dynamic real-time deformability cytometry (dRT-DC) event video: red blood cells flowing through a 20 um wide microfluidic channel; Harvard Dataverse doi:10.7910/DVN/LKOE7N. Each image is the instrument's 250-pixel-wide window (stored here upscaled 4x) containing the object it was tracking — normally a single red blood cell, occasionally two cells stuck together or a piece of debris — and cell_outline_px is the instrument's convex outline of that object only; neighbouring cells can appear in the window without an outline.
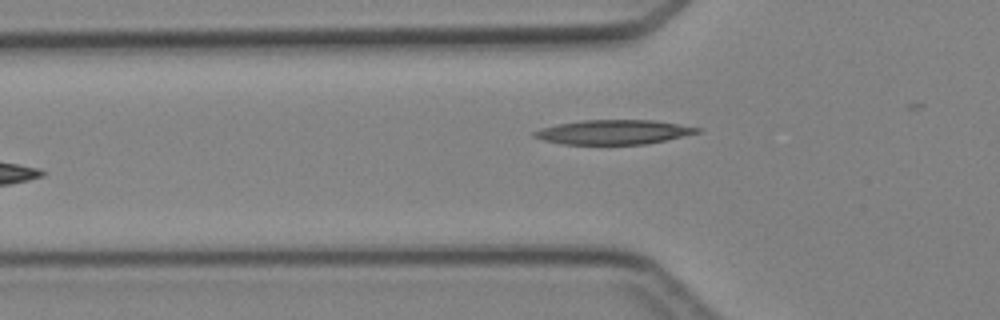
{"species": "Egyptian fruit bat (a non-hibernating species)", "species_latin": "Rousettus aegyptiacus", "temperature_condition": "cold", "stored_images_in_passage": 5, "camera_frame_rate_fps": 3000, "um_per_image_px": 0.085, "animal": {"sex": "female"}, "frame": {"image": 1, "passage_image": 4, "time_ms": 4.333, "image_size_px": [1000, 320], "cell_outline_px": [[704, 128], [700, 132], [648, 144], [560, 144], [544, 140], [532, 136], [532, 132], [540, 128], [556, 124], [584, 120], [652, 120]], "centroid_in_image_um": [52.14, 11.23], "position_along_channel_um": 73.7, "area_um2": 23.24}}
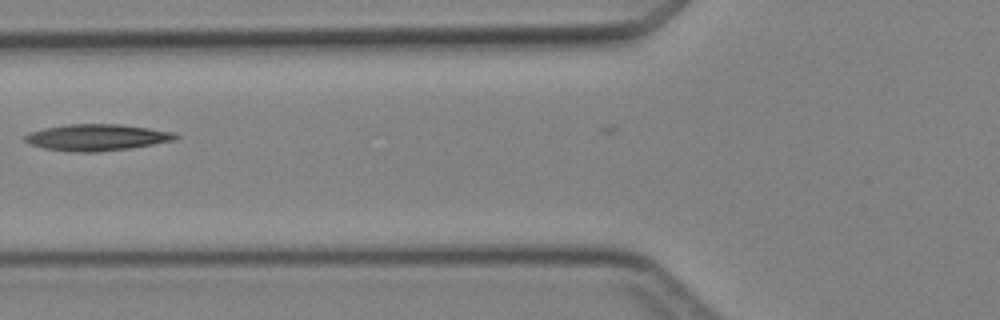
{"frame": {"image": 2, "passage_image": 5, "time_ms": 5.333, "image_size_px": [1000, 320], "cell_outline_px": [[180, 136], [176, 140], [128, 148], [96, 152], [68, 152], [44, 148], [32, 144], [24, 140], [24, 136], [28, 132], [44, 128], [68, 124], [120, 124], [176, 132]], "centroid_in_image_um": [8.23, 11.67], "position_along_channel_um": 117.6, "area_um2": 23.24}}